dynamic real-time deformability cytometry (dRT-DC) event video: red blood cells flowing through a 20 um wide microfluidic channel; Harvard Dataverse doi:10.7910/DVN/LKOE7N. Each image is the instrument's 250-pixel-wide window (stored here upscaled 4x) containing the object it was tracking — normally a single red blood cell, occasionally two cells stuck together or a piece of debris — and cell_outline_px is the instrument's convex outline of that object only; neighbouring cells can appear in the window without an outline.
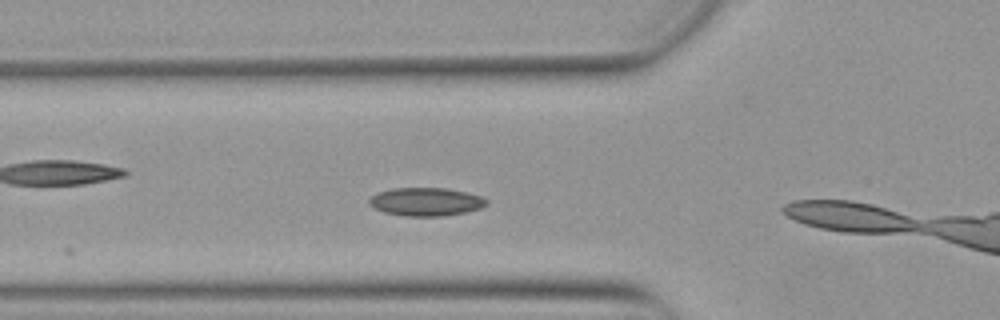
{"species": "Egyptian fruit bat (a non-hibernating species)", "species_latin": "Rousettus aegyptiacus", "temperature_condition": "warm", "stored_images_in_passage": 6, "camera_frame_rate_fps": 3000, "um_per_image_px": 0.085, "animal": {"sex": "female"}, "frame": {"image": 1, "passage_image": 5, "time_ms": 1.333, "image_size_px": [1000, 320], "cell_outline_px": [[488, 204], [480, 208], [464, 212], [444, 216], [404, 216], [384, 212], [368, 204], [368, 200], [376, 192], [392, 188], [448, 188], [468, 192], [480, 196], [488, 200]], "centroid_in_image_um": [36.2, 17.14], "position_along_channel_um": 89.6, "area_um2": 19.42}}